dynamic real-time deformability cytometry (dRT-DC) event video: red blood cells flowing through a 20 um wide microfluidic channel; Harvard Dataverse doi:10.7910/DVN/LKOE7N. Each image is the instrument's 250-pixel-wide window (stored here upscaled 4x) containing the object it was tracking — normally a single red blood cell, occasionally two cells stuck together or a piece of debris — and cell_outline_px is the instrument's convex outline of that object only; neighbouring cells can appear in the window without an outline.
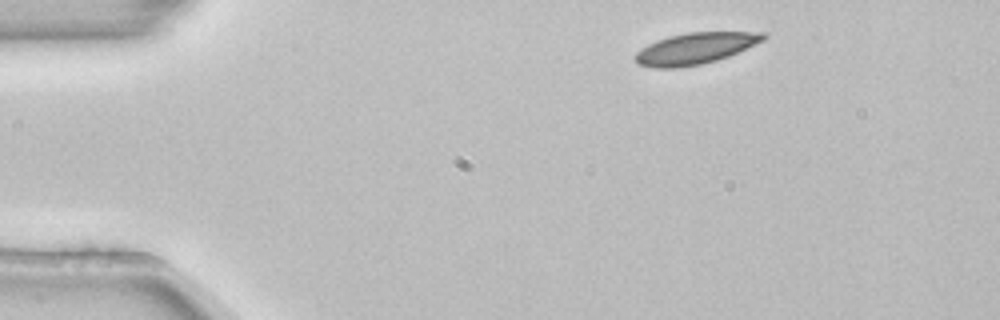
{"species": "common noctule bat (a hibernating species)", "species_latin": "Nyctalus noctula", "temperature_condition": "room temperature", "stored_images_in_passage": 2, "camera_frame_rate_fps": 3000, "um_per_image_px": 0.085, "animal": {"sex": "female", "body_mass_g": 22.7, "forearm_length_mm": 54.2}, "frame": {"image": 1, "passage_image": 1, "time_ms": 0.0, "image_size_px": [1000, 320], "cell_outline_px": [[768, 36], [764, 40], [728, 56], [716, 60], [700, 64], [676, 68], [656, 68], [636, 64], [636, 52], [640, 48], [656, 40], [668, 36], [688, 32], [768, 32]], "centroid_in_image_um": [59.09, 4.1], "position_along_channel_um": 25.9, "area_um2": 23.35}}